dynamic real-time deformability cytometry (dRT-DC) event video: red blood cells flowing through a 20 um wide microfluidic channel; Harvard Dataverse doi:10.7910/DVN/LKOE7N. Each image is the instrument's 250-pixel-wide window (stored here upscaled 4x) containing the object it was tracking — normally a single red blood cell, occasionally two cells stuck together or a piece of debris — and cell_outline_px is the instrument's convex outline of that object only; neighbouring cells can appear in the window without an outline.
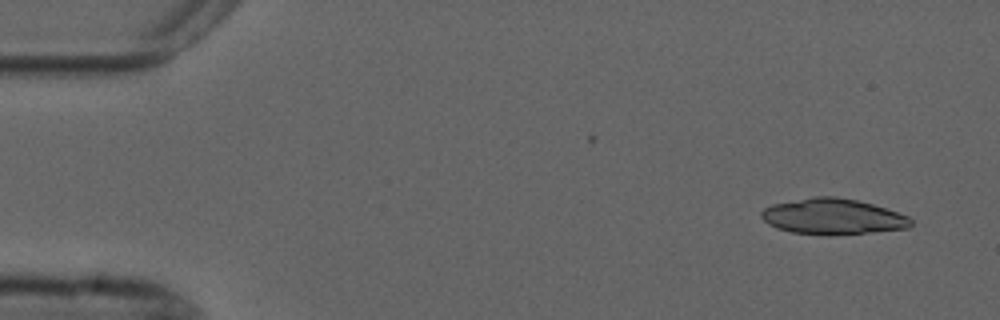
{"species": "common noctule bat (a hibernating species)", "species_latin": "Nyctalus noctula", "temperature_condition": "cold", "stored_images_in_passage": 4, "camera_frame_rate_fps": 3000, "um_per_image_px": 0.085, "animal": {"sex": "male", "forearm_length_mm": 52.5}, "frame": {"image": 1, "passage_image": 1, "time_ms": 0.0, "image_size_px": [1000, 320], "cell_outline_px": [[912, 224], [908, 228], [872, 232], [828, 236], [792, 232], [776, 228], [768, 224], [760, 216], [760, 212], [764, 208], [772, 204], [816, 196], [836, 196], [856, 200], [872, 204], [908, 216], [912, 220]], "centroid_in_image_um": [70.76, 18.42], "position_along_channel_um": 14.2, "area_um2": 31.21}}